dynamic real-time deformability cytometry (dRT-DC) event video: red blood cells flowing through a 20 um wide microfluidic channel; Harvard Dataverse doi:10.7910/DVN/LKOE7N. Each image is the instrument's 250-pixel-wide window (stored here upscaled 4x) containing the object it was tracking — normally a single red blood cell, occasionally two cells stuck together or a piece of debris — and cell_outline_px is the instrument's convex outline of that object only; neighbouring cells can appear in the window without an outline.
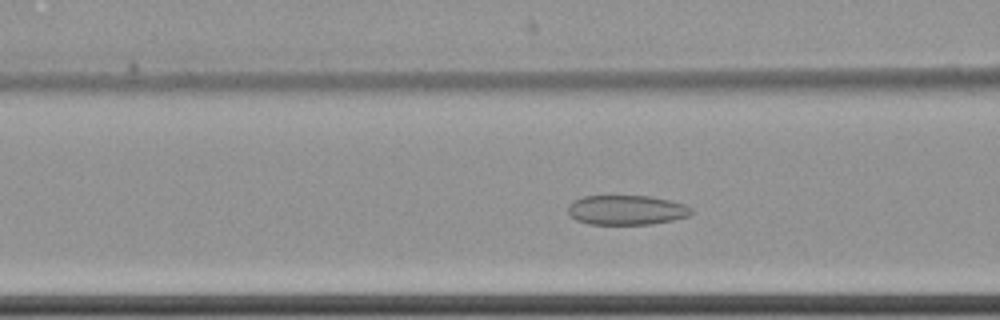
{"species": "common noctule bat (a hibernating species)", "species_latin": "Nyctalus noctula", "temperature_condition": "cold", "stored_images_in_passage": 57, "camera_frame_rate_fps": 3000, "um_per_image_px": 0.085, "animal": {"sex": "female", "body_mass_g": 22.7, "forearm_length_mm": 54.2}, "frame": {"image": 1, "passage_image": 22, "time_ms": 7.0, "image_size_px": [1000, 320], "cell_outline_px": [[696, 212], [688, 216], [672, 220], [652, 224], [588, 224], [576, 220], [568, 212], [568, 204], [572, 200], [584, 196], [648, 196], [672, 200], [684, 204], [692, 208]], "centroid_in_image_um": [53.27, 17.85], "position_along_channel_um": 113.3, "area_um2": 21.5}}
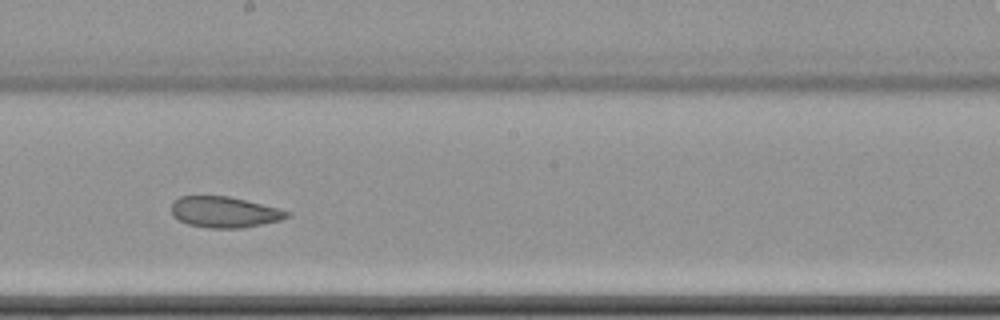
{"frame": {"image": 2, "passage_image": 32, "time_ms": 10.333, "image_size_px": [1000, 320], "cell_outline_px": [[288, 216], [280, 220], [244, 228], [208, 228], [188, 224], [172, 216], [172, 200], [180, 196], [228, 196], [276, 208], [288, 212]], "centroid_in_image_um": [19.0, 18.03], "position_along_channel_um": 229.2, "area_um2": 20.58}}
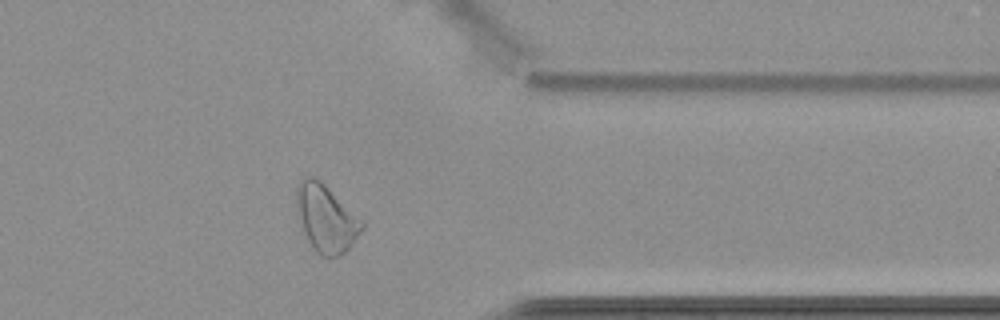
{"frame": {"image": 3, "passage_image": 46, "time_ms": 15.0, "image_size_px": [1000, 320], "cell_outline_px": [[364, 228], [352, 244], [340, 256], [320, 256], [312, 248], [304, 236], [296, 204], [296, 184], [304, 176], [312, 176], [320, 180], [364, 224]], "centroid_in_image_um": [27.66, 18.57], "position_along_channel_um": 383.7, "area_um2": 25.32}, "authors_computed_cell_mechanics": {"area_um2": 24.565, "velocity_mm_per_s": 3.4778, "shape_relaxation_time_tau1_ms": null, "shape_relaxation_time_tau2_ms": 6.9483, "deformation_change_tau1": null, "deformation_change_tau2": 0.12}}